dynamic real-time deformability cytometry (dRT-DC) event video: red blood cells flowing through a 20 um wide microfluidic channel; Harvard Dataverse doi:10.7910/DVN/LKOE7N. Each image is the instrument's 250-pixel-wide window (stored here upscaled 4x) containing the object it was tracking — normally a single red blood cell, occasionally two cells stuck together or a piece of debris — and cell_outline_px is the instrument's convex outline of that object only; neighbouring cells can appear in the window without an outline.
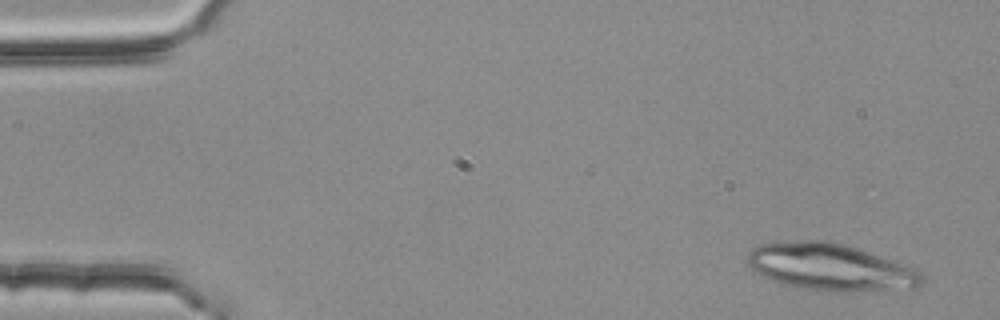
{"species": "common noctule bat (a hibernating species)", "species_latin": "Nyctalus noctula", "temperature_condition": "room temperature", "stored_images_in_passage": 17, "camera_frame_rate_fps": 3000, "um_per_image_px": 0.085, "animal": {"sex": "female", "body_mass_g": 25.1}, "frame": {"image": 1, "passage_image": 3, "time_ms": 0.667, "image_size_px": [1000, 320], "cell_outline_px": [[924, 280], [920, 288], [884, 292], [832, 292], [800, 288], [764, 276], [756, 272], [748, 264], [748, 252], [752, 248], [760, 244], [800, 240], [824, 240], [856, 248], [916, 268], [924, 276]], "centroid_in_image_um": [70.69, 22.74], "position_along_channel_um": 14.3, "area_um2": 48.09}}